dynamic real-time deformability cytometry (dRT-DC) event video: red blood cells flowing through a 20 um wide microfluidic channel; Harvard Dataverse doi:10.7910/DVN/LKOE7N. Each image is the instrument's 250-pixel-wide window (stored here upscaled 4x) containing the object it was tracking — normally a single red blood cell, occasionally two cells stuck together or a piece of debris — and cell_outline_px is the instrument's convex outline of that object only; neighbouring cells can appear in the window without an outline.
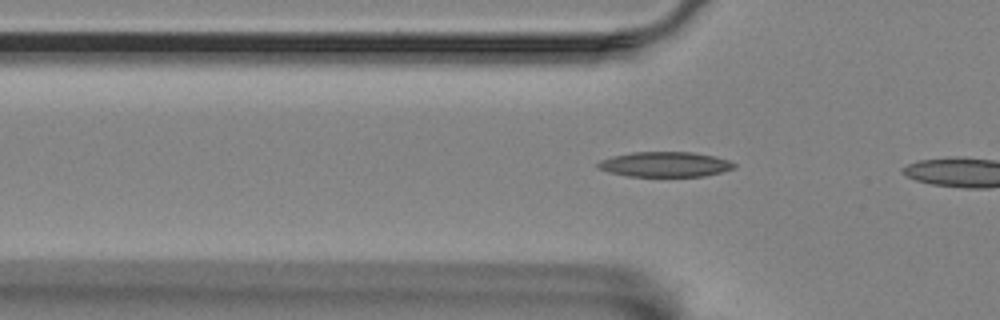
{"species": "Egyptian fruit bat (a non-hibernating species)", "species_latin": "Rousettus aegyptiacus", "temperature_condition": "room temperature", "stored_images_in_passage": 8, "camera_frame_rate_fps": 3000, "um_per_image_px": 0.085, "animal": {"sex": "female"}, "frame": {"image": 1, "passage_image": 6, "time_ms": 1.667, "image_size_px": [1000, 320], "cell_outline_px": [[736, 168], [704, 176], [628, 176], [608, 172], [596, 168], [596, 164], [600, 160], [612, 156], [632, 152], [692, 152], [716, 156], [728, 160], [736, 164]], "centroid_in_image_um": [56.51, 13.96], "position_along_channel_um": 69.3, "area_um2": 20.0}}